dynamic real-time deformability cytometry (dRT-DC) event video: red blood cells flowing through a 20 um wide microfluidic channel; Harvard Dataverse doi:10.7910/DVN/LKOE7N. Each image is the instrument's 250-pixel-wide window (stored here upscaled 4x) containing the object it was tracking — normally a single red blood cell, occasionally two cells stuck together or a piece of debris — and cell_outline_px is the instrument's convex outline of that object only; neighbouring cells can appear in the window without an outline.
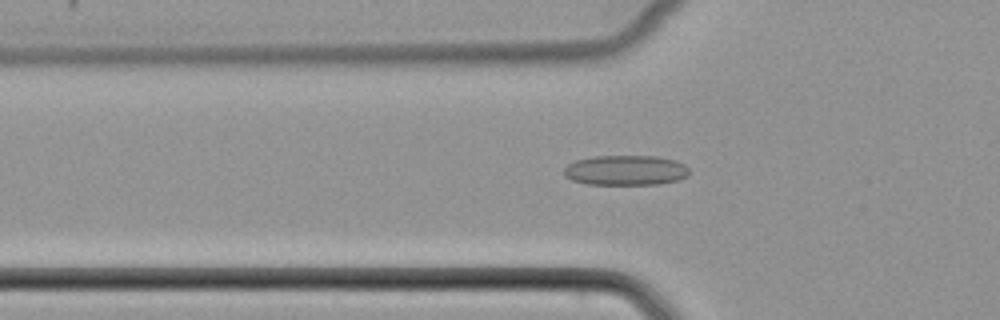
{"species": "common noctule bat (a hibernating species)", "species_latin": "Nyctalus noctula", "temperature_condition": "cold", "stored_images_in_passage": 31, "camera_frame_rate_fps": 3000, "um_per_image_px": 0.085, "animal": {"sex": "female", "body_mass_g": 22.7, "forearm_length_mm": 54.2}, "frame": {"image": 1, "passage_image": 2, "time_ms": 0.333, "image_size_px": [1000, 320], "cell_outline_px": [[688, 176], [676, 180], [656, 184], [588, 184], [572, 180], [564, 176], [564, 168], [568, 164], [576, 160], [592, 156], [656, 156], [676, 160], [684, 164], [688, 168]], "centroid_in_image_um": [53.16, 14.46], "position_along_channel_um": 72.6, "area_um2": 21.91}}
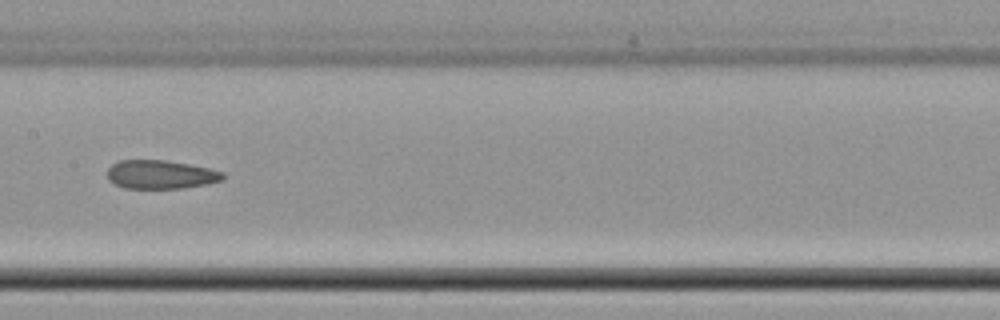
{"frame": {"image": 2, "passage_image": 11, "time_ms": 3.333, "image_size_px": [1000, 320], "cell_outline_px": [[224, 180], [208, 184], [184, 188], [124, 188], [108, 180], [108, 168], [112, 164], [120, 160], [164, 160], [188, 164], [208, 168], [224, 172]], "centroid_in_image_um": [13.67, 14.84], "position_along_channel_um": 193.7, "area_um2": 19.31}}
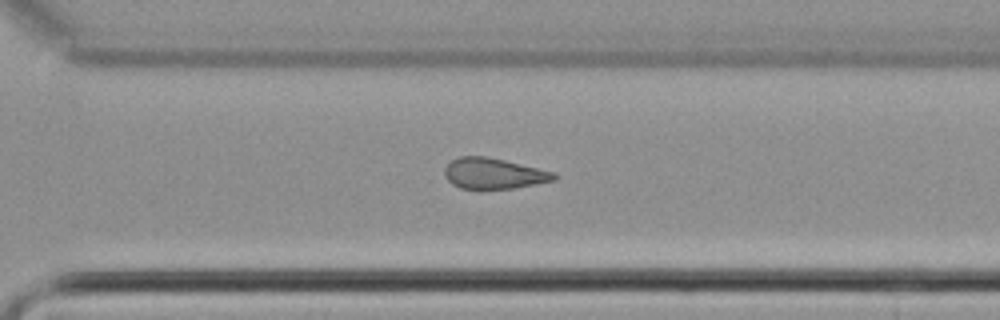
{"frame": {"image": 3, "passage_image": 21, "time_ms": 6.667, "image_size_px": [1000, 320], "cell_outline_px": [[556, 180], [536, 184], [512, 188], [460, 188], [452, 184], [448, 180], [444, 172], [444, 168], [452, 160], [460, 156], [488, 156], [556, 172]], "centroid_in_image_um": [41.98, 14.73], "position_along_channel_um": 328.6, "area_um2": 19.54}}